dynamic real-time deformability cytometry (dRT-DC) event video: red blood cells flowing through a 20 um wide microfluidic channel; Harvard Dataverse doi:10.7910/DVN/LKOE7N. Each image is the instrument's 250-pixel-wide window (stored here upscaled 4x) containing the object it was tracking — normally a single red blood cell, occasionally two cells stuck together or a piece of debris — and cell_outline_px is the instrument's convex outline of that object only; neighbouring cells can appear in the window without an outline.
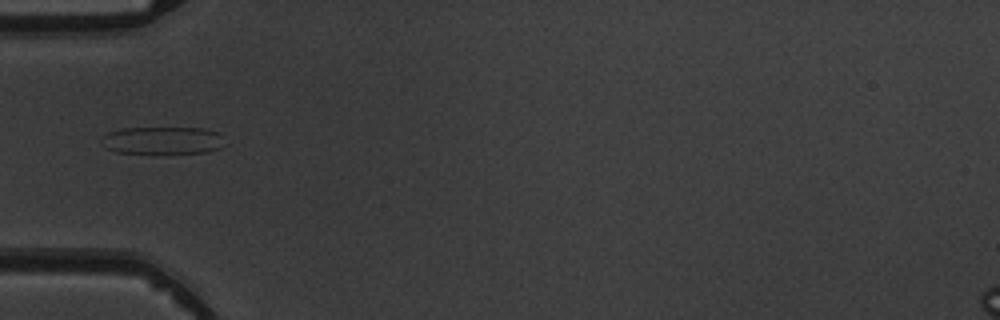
{"species": "common noctule bat (a hibernating species)", "species_latin": "Nyctalus noctula", "temperature_condition": "warm", "stored_images_in_passage": 1, "camera_frame_rate_fps": 3000, "um_per_image_px": 0.085, "animal": {"sex": "male", "body_mass_g": 19.5, "forearm_length_mm": 54.6}, "frame": {"image": 1, "passage_image": 1, "time_ms": 0.0, "image_size_px": [1000, 320], "cell_outline_px": [[228, 144], [220, 148], [208, 152], [116, 152], [104, 148], [100, 144], [100, 136], [108, 132], [120, 128], [204, 128], [220, 132]], "centroid_in_image_um": [13.83, 11.91], "position_along_channel_um": 71.2, "area_um2": 20.0}}